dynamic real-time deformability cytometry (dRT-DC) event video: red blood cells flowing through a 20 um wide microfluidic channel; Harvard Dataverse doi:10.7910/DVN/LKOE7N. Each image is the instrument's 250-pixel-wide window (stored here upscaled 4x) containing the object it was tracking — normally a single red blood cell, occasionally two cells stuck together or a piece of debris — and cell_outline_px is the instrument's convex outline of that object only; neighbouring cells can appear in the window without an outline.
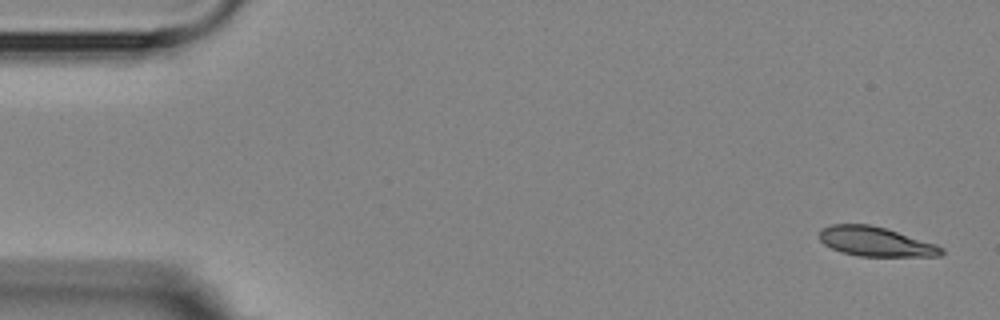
{"species": "Egyptian fruit bat (a non-hibernating species)", "species_latin": "Rousettus aegyptiacus", "temperature_condition": "room temperature", "stored_images_in_passage": 5, "camera_frame_rate_fps": 3000, "um_per_image_px": 0.085, "animal": {"sex": "female"}, "frame": {"image": 1, "passage_image": 1, "time_ms": 0.0, "image_size_px": [1000, 320], "cell_outline_px": [[944, 252], [940, 256], [860, 256], [840, 252], [824, 244], [820, 240], [820, 228], [832, 224], [868, 224], [884, 228], [936, 244], [944, 248]], "centroid_in_image_um": [74.41, 20.54], "position_along_channel_um": 10.6, "area_um2": 20.81}}